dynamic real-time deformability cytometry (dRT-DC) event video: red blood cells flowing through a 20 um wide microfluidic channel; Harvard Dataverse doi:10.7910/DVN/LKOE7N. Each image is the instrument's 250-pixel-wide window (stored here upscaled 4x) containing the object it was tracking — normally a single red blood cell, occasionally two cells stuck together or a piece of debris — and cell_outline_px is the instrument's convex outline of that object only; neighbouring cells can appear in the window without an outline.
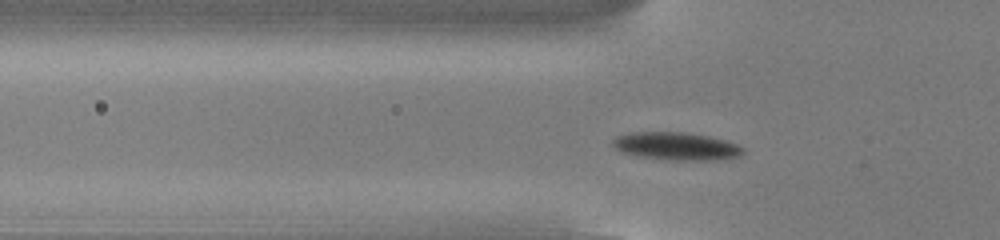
{"species": "common noctule bat (a hibernating species)", "species_latin": "Nyctalus noctula", "temperature_condition": "cold", "stored_images_in_passage": 41, "camera_frame_rate_fps": 3000, "um_per_image_px": 0.085, "animal": {"sex": "male", "body_mass_g": 13.0, "forearm_length_mm": 53.1}, "frame": {"image": 1, "passage_image": 12, "time_ms": 3.667, "image_size_px": [1000, 240], "cell_outline_px": [[744, 152], [740, 156], [724, 160], [668, 160], [636, 156], [620, 152], [612, 144], [612, 140], [616, 136], [632, 132], [680, 132], [708, 136], [724, 140], [736, 144], [744, 148]], "centroid_in_image_um": [57.48, 12.44], "position_along_channel_um": 68.3, "area_um2": 21.27}}
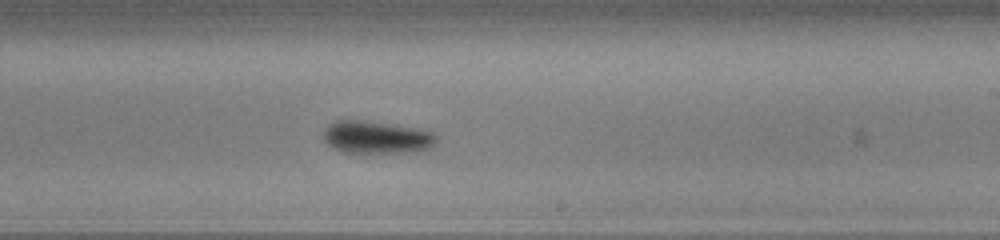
{"frame": {"image": 2, "passage_image": 27, "time_ms": 8.667, "image_size_px": [1000, 240], "cell_outline_px": [[436, 140], [432, 148], [420, 152], [344, 152], [332, 148], [324, 140], [324, 128], [328, 124], [336, 120], [360, 120], [392, 124], [416, 128], [432, 132], [436, 136]], "centroid_in_image_um": [32.01, 11.67], "position_along_channel_um": 257.0, "area_um2": 21.5}}
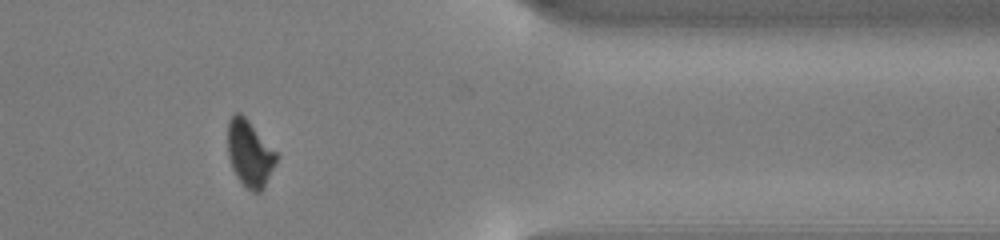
{"frame": {"image": 3, "passage_image": 39, "time_ms": 12.667, "image_size_px": [1000, 240], "cell_outline_px": [[276, 160], [264, 188], [260, 192], [252, 192], [236, 176], [232, 168], [228, 156], [228, 120], [236, 112], [240, 112], [248, 120], [276, 152]], "centroid_in_image_um": [21.2, 13.04], "position_along_channel_um": 390.2, "area_um2": 18.44}, "authors_computed_cell_mechanics": {"area_um2": 20.4612, "velocity_mm_per_s": 3.7973, "shape_relaxation_time_tau1_ms": 1.768, "shape_relaxation_time_tau2_ms": null, "deformation_change_tau1": 0.1055, "deformation_change_tau2": null}}